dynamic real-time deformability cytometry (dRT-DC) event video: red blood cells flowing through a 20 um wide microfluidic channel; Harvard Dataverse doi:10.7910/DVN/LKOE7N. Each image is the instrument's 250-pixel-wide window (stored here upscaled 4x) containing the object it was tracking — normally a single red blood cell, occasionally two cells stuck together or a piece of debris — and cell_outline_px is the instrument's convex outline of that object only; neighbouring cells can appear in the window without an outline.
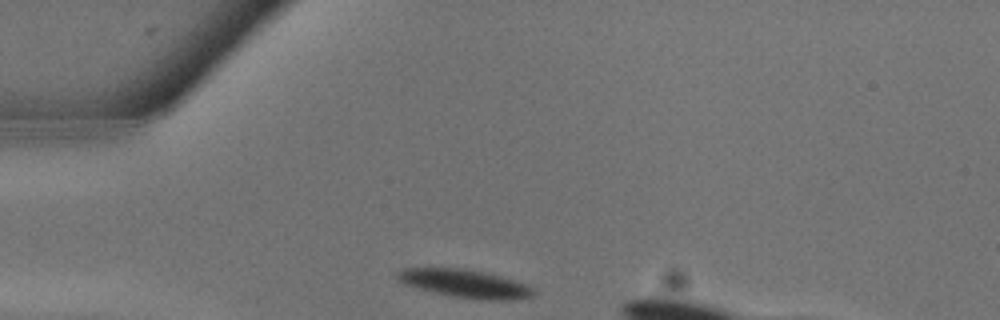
{"species": "common noctule bat (a hibernating species)", "species_latin": "Nyctalus noctula", "temperature_condition": "warm", "stored_images_in_passage": 5, "camera_frame_rate_fps": 3000, "um_per_image_px": 0.085, "animal": {"sex": "male", "body_mass_g": 13.3}, "frame": {"image": 1, "passage_image": 1, "time_ms": 0.0, "image_size_px": [1000, 320], "cell_outline_px": [[536, 296], [512, 300], [488, 300], [452, 296], [404, 284], [396, 280], [396, 272], [404, 268], [460, 268], [484, 272], [516, 280], [528, 284], [536, 288]], "centroid_in_image_um": [39.6, 24.1], "position_along_channel_um": 45.4, "area_um2": 22.43}}
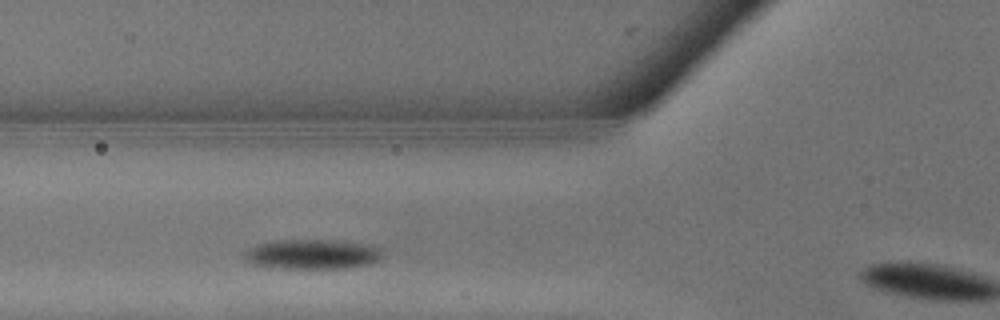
{"frame": {"image": 2, "passage_image": 4, "time_ms": 1.0, "image_size_px": [1000, 320], "cell_outline_px": [[384, 248], [380, 256], [376, 260], [368, 264], [344, 268], [280, 268], [252, 264], [244, 260], [244, 256], [248, 248], [256, 244], [272, 240], [344, 240], [368, 244]], "centroid_in_image_um": [26.54, 21.59], "position_along_channel_um": 99.3, "area_um2": 24.16}}